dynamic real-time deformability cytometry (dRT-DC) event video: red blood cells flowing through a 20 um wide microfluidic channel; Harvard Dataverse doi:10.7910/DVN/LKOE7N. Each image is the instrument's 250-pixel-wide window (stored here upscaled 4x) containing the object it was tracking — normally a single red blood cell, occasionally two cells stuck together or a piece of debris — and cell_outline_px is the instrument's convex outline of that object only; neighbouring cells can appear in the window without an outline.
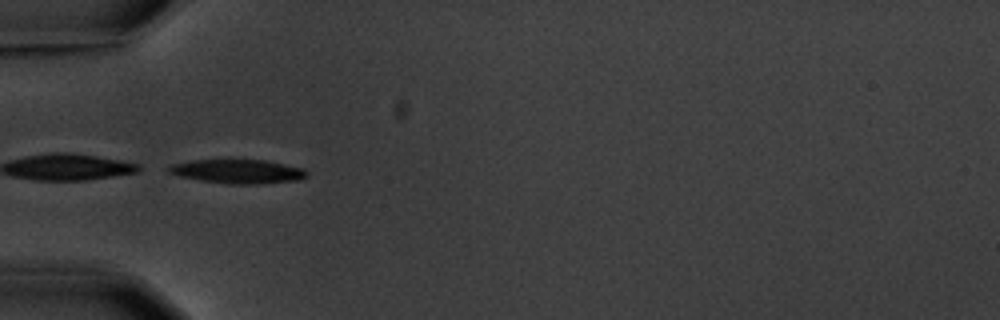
{"species": "common noctule bat (a hibernating species)", "species_latin": "Nyctalus noctula", "temperature_condition": "warm", "stored_images_in_passage": 9, "camera_frame_rate_fps": 3000, "um_per_image_px": 0.085, "animal": {"sex": "male", "body_mass_g": 20.1, "forearm_length_mm": 53.5}, "frame": {"image": 1, "passage_image": 4, "time_ms": 4.333, "image_size_px": [1000, 320], "cell_outline_px": [[308, 176], [300, 180], [260, 184], [228, 184], [200, 180], [180, 176], [168, 172], [164, 168], [168, 164], [192, 160], [264, 160], [304, 168], [308, 172]], "centroid_in_image_um": [20.19, 14.57], "position_along_channel_um": 64.8, "area_um2": 19.54}}